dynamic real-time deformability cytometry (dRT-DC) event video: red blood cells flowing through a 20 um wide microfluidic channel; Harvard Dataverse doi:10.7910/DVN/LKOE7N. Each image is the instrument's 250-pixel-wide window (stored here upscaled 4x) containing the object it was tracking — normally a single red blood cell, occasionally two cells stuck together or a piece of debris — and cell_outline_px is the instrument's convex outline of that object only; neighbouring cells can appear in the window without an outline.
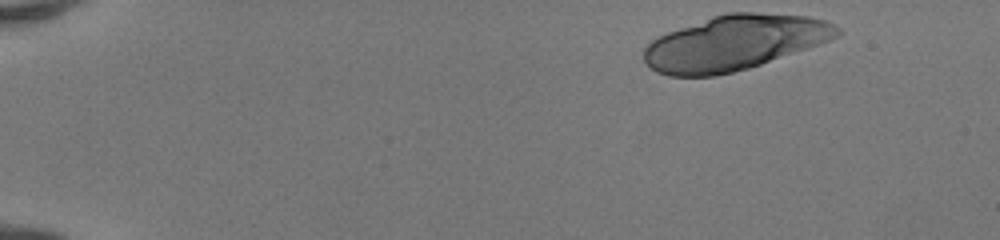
{"species": "human", "species_latin": "Homo sapiens", "temperature_condition": "room temperature", "stored_images_in_passage": 44, "camera_frame_rate_fps": 3000, "um_per_image_px": 0.085, "donor": {"sex": "female"}, "frame": {"image": 1, "passage_image": 1, "time_ms": 0.0, "image_size_px": [1000, 240], "cell_outline_px": [[844, 32], [840, 36], [808, 48], [748, 68], [716, 76], [668, 76], [656, 72], [644, 60], [644, 48], [652, 40], [668, 32], [712, 16], [728, 12], [756, 12], [808, 16], [824, 20], [840, 28]], "centroid_in_image_um": [62.44, 3.63], "position_along_channel_um": 22.6, "area_um2": 61.61}}
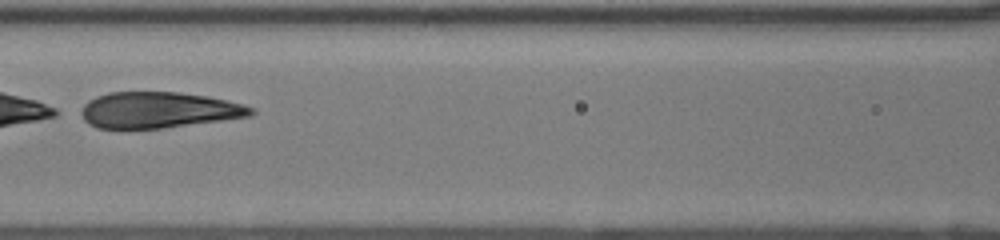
{"frame": {"image": 2, "passage_image": 20, "time_ms": 6.333, "image_size_px": [1000, 240], "cell_outline_px": [[256, 112], [252, 116], [160, 128], [96, 128], [88, 124], [76, 112], [88, 100], [96, 96], [108, 92], [180, 92], [208, 96], [244, 104], [252, 108]], "centroid_in_image_um": [13.42, 9.34], "position_along_channel_um": 153.2, "area_um2": 35.89}}